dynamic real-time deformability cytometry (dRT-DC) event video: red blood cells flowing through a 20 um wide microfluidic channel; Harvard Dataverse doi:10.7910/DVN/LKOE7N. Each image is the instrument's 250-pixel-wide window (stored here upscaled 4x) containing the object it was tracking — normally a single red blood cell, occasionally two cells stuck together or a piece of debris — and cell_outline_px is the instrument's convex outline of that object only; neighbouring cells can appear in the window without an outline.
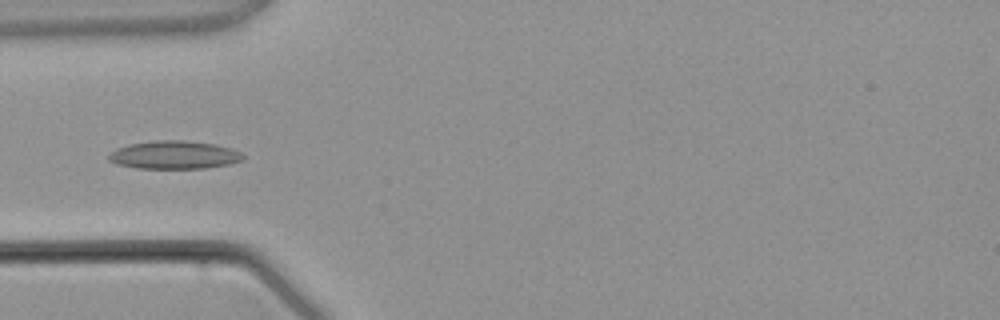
{"species": "common noctule bat (a hibernating species)", "species_latin": "Nyctalus noctula", "temperature_condition": "warm", "stored_images_in_passage": 3, "camera_frame_rate_fps": 3000, "um_per_image_px": 0.085, "animal": {"sex": "male", "body_mass_g": 21.5, "forearm_length_mm": 52.0}, "frame": {"image": 1, "passage_image": 3, "time_ms": 3.333, "image_size_px": [1000, 320], "cell_outline_px": [[244, 160], [228, 164], [204, 168], [136, 168], [116, 164], [108, 160], [108, 156], [116, 148], [128, 144], [152, 140], [184, 140], [216, 144], [232, 148], [240, 152], [244, 156]], "centroid_in_image_um": [14.8, 13.16], "position_along_channel_um": 70.2, "area_um2": 22.14}}